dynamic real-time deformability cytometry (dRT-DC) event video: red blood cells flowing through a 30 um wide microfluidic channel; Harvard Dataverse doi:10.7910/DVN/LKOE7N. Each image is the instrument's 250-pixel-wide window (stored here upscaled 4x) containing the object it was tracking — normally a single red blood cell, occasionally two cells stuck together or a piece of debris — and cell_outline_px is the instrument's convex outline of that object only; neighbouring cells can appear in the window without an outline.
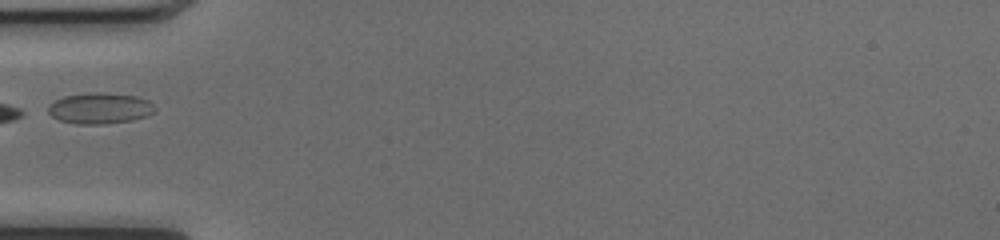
{"species": "common noctule bat (a hibernating species)", "species_latin": "Nyctalus noctula", "temperature_condition": "cold", "stored_images_in_passage": 31, "camera_frame_rate_fps": 3000, "um_per_image_px": 0.085, "animal": {"sex": "female", "body_mass_g": 17.0, "forearm_length_mm": 48.0}, "frame": {"image": 1, "passage_image": 1, "time_ms": 0.0, "image_size_px": [1000, 240], "cell_outline_px": [[156, 108], [152, 112], [144, 116], [132, 120], [104, 124], [76, 124], [60, 120], [52, 116], [48, 112], [48, 104], [64, 96], [92, 92], [100, 92], [136, 96], [148, 100]], "centroid_in_image_um": [8.46, 9.2], "position_along_channel_um": 76.5, "area_um2": 19.13}}
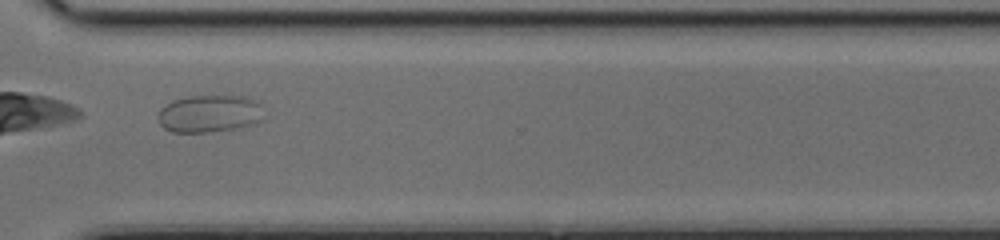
{"frame": {"image": 2, "passage_image": 22, "time_ms": 7.0, "image_size_px": [1000, 240], "cell_outline_px": [[264, 120], [252, 124], [232, 128], [208, 132], [172, 132], [164, 128], [160, 124], [156, 116], [160, 108], [172, 100], [188, 96], [248, 96], [256, 100], [260, 104]], "centroid_in_image_um": [17.78, 9.65], "position_along_channel_um": 352.8, "area_um2": 23.24}}